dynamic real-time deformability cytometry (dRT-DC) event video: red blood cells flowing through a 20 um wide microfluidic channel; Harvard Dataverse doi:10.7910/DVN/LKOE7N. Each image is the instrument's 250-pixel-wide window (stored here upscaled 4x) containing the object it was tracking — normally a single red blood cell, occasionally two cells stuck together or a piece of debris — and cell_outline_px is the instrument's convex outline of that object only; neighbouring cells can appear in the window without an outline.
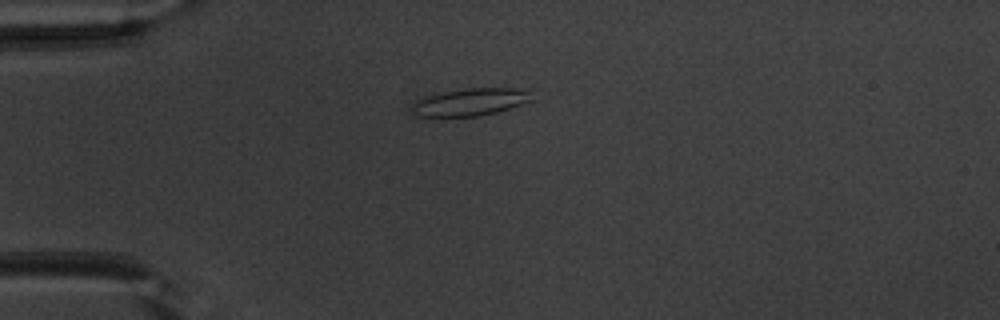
{"species": "common noctule bat (a hibernating species)", "species_latin": "Nyctalus noctula", "temperature_condition": "warm", "stored_images_in_passage": 38, "camera_frame_rate_fps": 3000, "um_per_image_px": 0.085, "animal": {"sex": "male", "body_mass_g": 20.1, "forearm_length_mm": 53.5}, "frame": {"image": 1, "passage_image": 1, "time_ms": 0.0, "image_size_px": [1000, 320], "cell_outline_px": [[532, 100], [496, 112], [480, 116], [416, 116], [412, 112], [412, 108], [424, 96], [444, 92], [468, 88], [532, 88]], "centroid_in_image_um": [40.07, 8.65], "position_along_channel_um": 44.9, "area_um2": 18.96}}
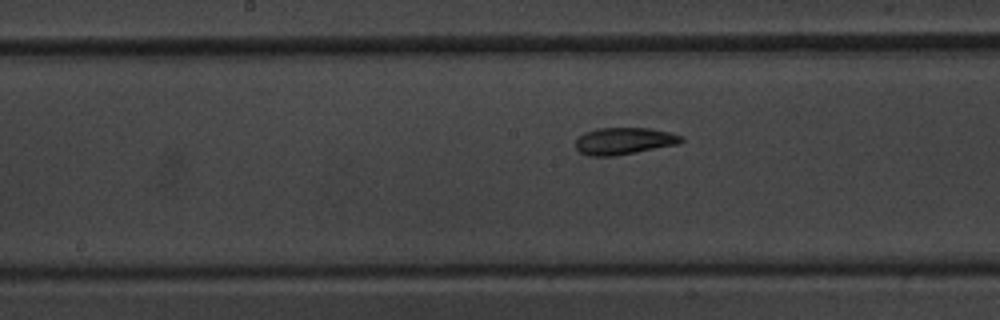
{"frame": {"image": 2, "passage_image": 14, "time_ms": 4.333, "image_size_px": [1000, 320], "cell_outline_px": [[684, 140], [676, 144], [636, 152], [612, 156], [588, 156], [580, 152], [576, 148], [576, 140], [584, 132], [596, 128], [648, 128], [668, 132], [684, 136]], "centroid_in_image_um": [53.01, 11.98], "position_along_channel_um": 195.2, "area_um2": 16.47}}
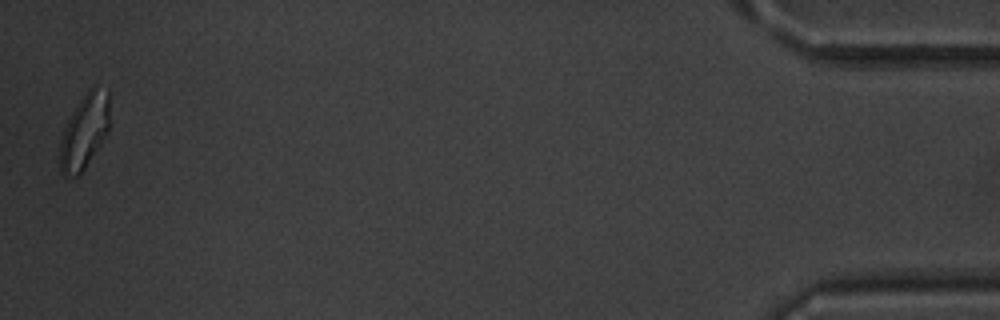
{"frame": {"image": 3, "passage_image": 38, "time_ms": 12.333, "image_size_px": [1000, 320], "cell_outline_px": [[108, 132], [80, 176], [64, 176], [60, 172], [60, 140], [64, 128], [72, 112], [88, 88], [108, 88]], "centroid_in_image_um": [7.16, 11.2], "position_along_channel_um": 428.0, "area_um2": 21.44}, "authors_computed_cell_mechanics": {"area_um2": 16.8776, "velocity_mm_per_s": 3.9774, "shape_relaxation_time_tau1_ms": 6.4419, "shape_relaxation_time_tau2_ms": 1.9134, "deformation_change_tau1": 0.1932, "deformation_change_tau2": 0.0886}}